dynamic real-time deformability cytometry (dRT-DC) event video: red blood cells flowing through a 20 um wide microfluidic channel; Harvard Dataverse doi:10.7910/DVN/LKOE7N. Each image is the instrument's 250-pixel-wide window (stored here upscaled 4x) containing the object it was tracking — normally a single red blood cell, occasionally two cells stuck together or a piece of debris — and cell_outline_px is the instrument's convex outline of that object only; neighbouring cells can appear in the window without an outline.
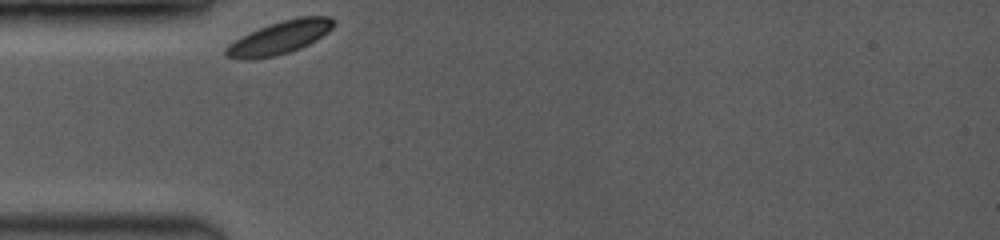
{"species": "common noctule bat (a hibernating species)", "species_latin": "Nyctalus noctula", "temperature_condition": "room temperature", "stored_images_in_passage": 34, "camera_frame_rate_fps": 3500, "um_per_image_px": 0.085, "animal": {"sex": "female", "body_mass_g": 19.0, "forearm_length_mm": 53.3}, "frame": {"image": 1, "passage_image": 1, "time_ms": 0.0, "image_size_px": [1000, 240], "cell_outline_px": [[336, 24], [328, 32], [316, 40], [300, 48], [276, 56], [252, 60], [244, 60], [228, 56], [224, 52], [224, 48], [228, 44], [260, 28], [284, 20], [300, 16], [328, 16], [336, 20]], "centroid_in_image_um": [23.81, 3.2], "position_along_channel_um": 61.2, "area_um2": 20.46}}
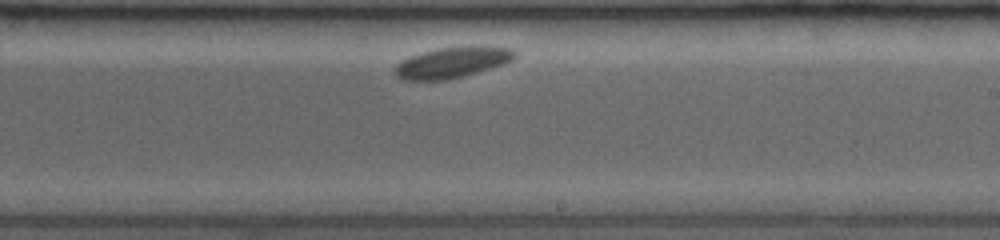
{"frame": {"image": 2, "passage_image": 20, "time_ms": 5.429, "image_size_px": [1000, 240], "cell_outline_px": [[516, 56], [512, 60], [504, 64], [464, 76], [448, 80], [404, 80], [396, 76], [396, 64], [408, 56], [440, 48], [468, 44], [476, 44], [512, 48], [516, 52]], "centroid_in_image_um": [38.5, 5.28], "position_along_channel_um": 250.5, "area_um2": 21.96}}
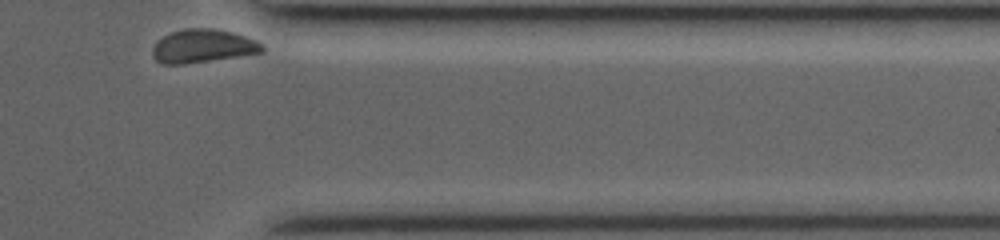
{"frame": {"image": 3, "passage_image": 34, "time_ms": 9.429, "image_size_px": [1000, 240], "cell_outline_px": [[264, 52], [184, 64], [164, 64], [156, 60], [152, 56], [152, 48], [164, 36], [172, 32], [184, 28], [212, 28], [232, 32], [256, 40], [264, 44]], "centroid_in_image_um": [17.26, 3.91], "position_along_channel_um": 394.1, "area_um2": 21.15}}